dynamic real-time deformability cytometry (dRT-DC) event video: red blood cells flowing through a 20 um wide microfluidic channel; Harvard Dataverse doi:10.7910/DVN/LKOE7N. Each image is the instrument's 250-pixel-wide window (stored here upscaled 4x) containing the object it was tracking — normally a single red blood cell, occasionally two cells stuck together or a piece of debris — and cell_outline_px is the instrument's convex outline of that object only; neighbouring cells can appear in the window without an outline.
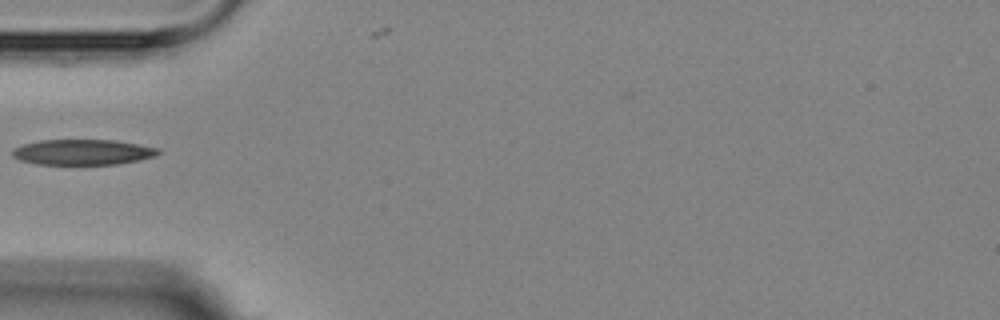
{"species": "Egyptian fruit bat (a non-hibernating species)", "species_latin": "Rousettus aegyptiacus", "temperature_condition": "room temperature", "stored_images_in_passage": 11, "camera_frame_rate_fps": 3000, "um_per_image_px": 0.085, "animal": {"sex": "female"}, "frame": {"image": 1, "passage_image": 1, "time_ms": 0.0, "image_size_px": [1000, 320], "cell_outline_px": [[160, 152], [156, 156], [116, 164], [36, 164], [20, 160], [12, 156], [12, 148], [24, 144], [40, 140], [116, 140], [160, 148]], "centroid_in_image_um": [7.02, 12.92], "position_along_channel_um": 78.0, "area_um2": 21.62}}
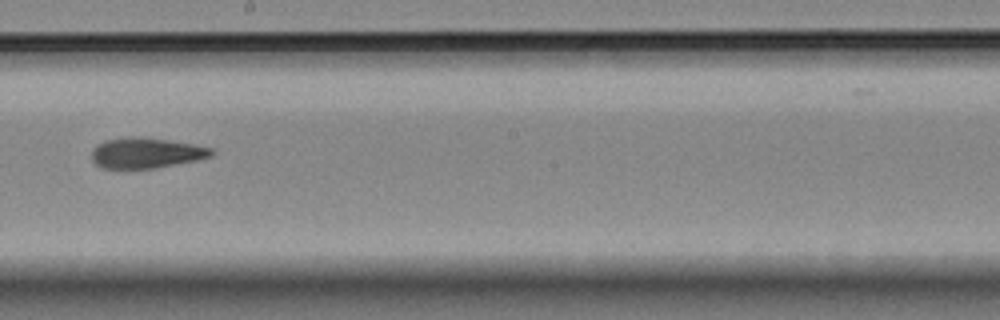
{"frame": {"image": 2, "passage_image": 5, "time_ms": 4.333, "image_size_px": [1000, 320], "cell_outline_px": [[216, 152], [212, 156], [196, 160], [156, 168], [100, 168], [92, 160], [92, 148], [96, 144], [104, 140], [128, 136], [140, 136], [192, 144], [212, 148]], "centroid_in_image_um": [12.39, 12.99], "position_along_channel_um": 235.8, "area_um2": 21.39}}
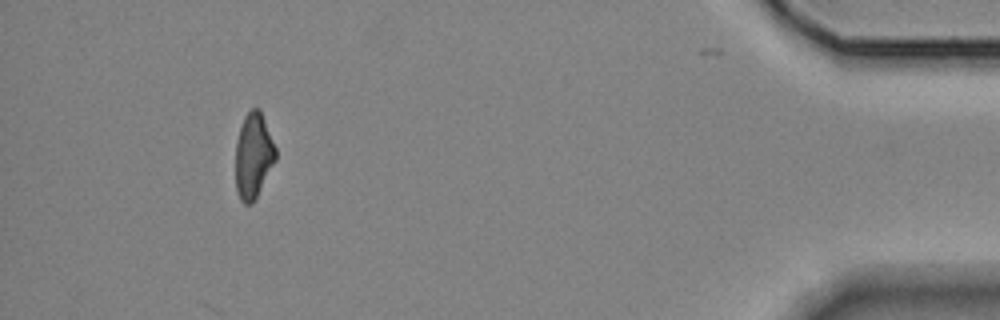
{"frame": {"image": 3, "passage_image": 10, "time_ms": 11.0, "image_size_px": [1000, 320], "cell_outline_px": [[276, 160], [252, 204], [244, 204], [240, 200], [236, 192], [236, 140], [244, 116], [252, 108], [260, 108], [276, 148]], "centroid_in_image_um": [21.53, 13.23], "position_along_channel_um": 413.7, "area_um2": 19.94}}